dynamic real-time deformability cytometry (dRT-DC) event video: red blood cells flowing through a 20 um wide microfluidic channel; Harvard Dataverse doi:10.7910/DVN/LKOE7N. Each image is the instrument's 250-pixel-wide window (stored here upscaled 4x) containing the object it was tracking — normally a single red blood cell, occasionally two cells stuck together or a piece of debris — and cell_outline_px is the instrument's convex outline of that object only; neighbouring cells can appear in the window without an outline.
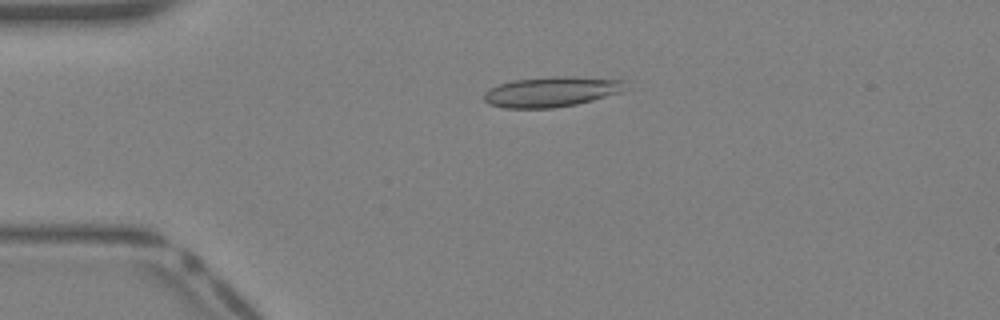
{"species": "Egyptian fruit bat (a non-hibernating species)", "species_latin": "Rousettus aegyptiacus", "temperature_condition": "warm", "stored_images_in_passage": 31, "camera_frame_rate_fps": 3000, "um_per_image_px": 0.085, "animal": {"sex": "female"}, "frame": {"image": 1, "passage_image": 1, "time_ms": 0.0, "image_size_px": [1000, 320], "cell_outline_px": [[624, 92], [576, 104], [552, 108], [504, 108], [488, 104], [484, 100], [484, 92], [488, 88], [512, 80], [552, 76], [568, 76], [624, 80]], "centroid_in_image_um": [46.83, 7.8], "position_along_channel_um": 38.2, "area_um2": 24.97}}
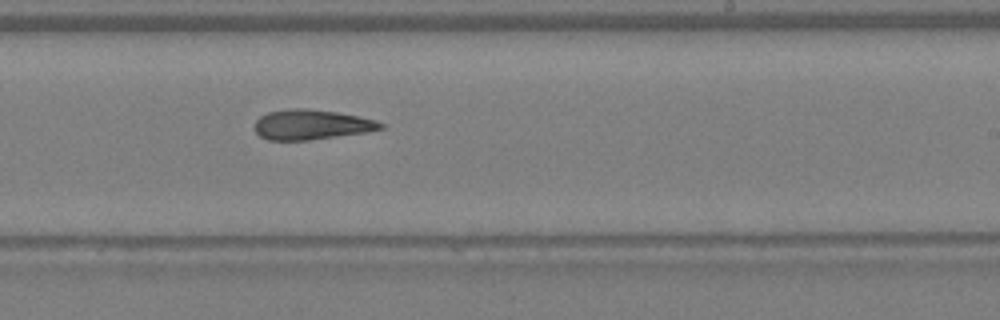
{"frame": {"image": 2, "passage_image": 16, "time_ms": 5.0, "image_size_px": [1000, 320], "cell_outline_px": [[384, 128], [368, 132], [308, 140], [268, 140], [260, 136], [256, 132], [256, 120], [260, 116], [268, 112], [292, 108], [308, 108], [336, 112], [376, 120], [384, 124]], "centroid_in_image_um": [26.48, 10.59], "position_along_channel_um": 262.5, "area_um2": 21.91}}
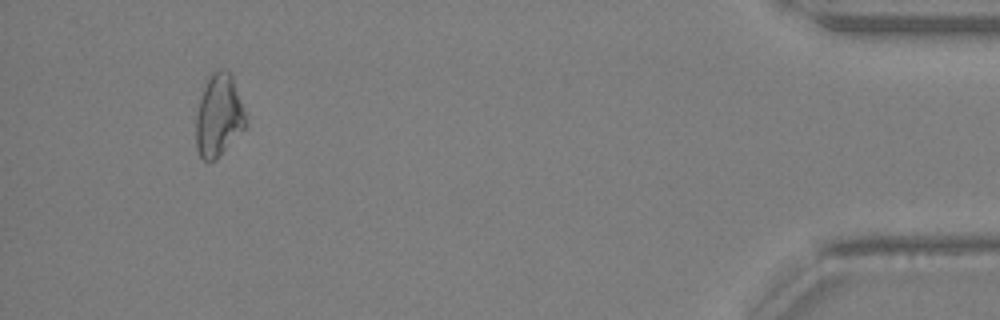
{"frame": {"image": 3, "passage_image": 29, "time_ms": 9.333, "image_size_px": [1000, 320], "cell_outline_px": [[248, 124], [220, 156], [216, 160], [204, 160], [200, 156], [196, 148], [196, 116], [200, 100], [204, 88], [212, 72], [220, 68], [224, 68], [232, 76], [244, 108], [248, 120]], "centroid_in_image_um": [18.61, 9.84], "position_along_channel_um": 416.6, "area_um2": 23.81}}